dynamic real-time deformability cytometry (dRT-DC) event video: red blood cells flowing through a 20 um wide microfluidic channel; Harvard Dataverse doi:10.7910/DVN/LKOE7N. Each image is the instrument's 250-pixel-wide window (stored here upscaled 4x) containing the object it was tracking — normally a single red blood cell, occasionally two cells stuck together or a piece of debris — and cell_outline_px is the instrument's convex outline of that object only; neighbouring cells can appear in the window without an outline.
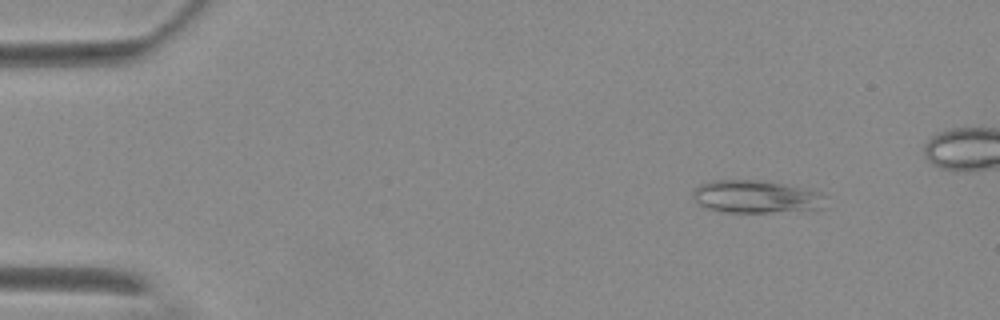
{"species": "Egyptian fruit bat (a non-hibernating species)", "species_latin": "Rousettus aegyptiacus", "temperature_condition": "warm", "stored_images_in_passage": 3, "camera_frame_rate_fps": 3000, "um_per_image_px": 0.085, "animal": {"sex": "female"}, "frame": {"image": 1, "passage_image": 2, "time_ms": 1.333, "image_size_px": [1000, 320], "cell_outline_px": [[824, 196], [820, 208], [768, 212], [724, 212], [708, 208], [700, 204], [692, 196], [692, 192], [700, 184], [712, 180], [756, 180], [780, 184], [820, 192]], "centroid_in_image_um": [64.16, 16.71], "position_along_channel_um": 20.8, "area_um2": 24.51}}